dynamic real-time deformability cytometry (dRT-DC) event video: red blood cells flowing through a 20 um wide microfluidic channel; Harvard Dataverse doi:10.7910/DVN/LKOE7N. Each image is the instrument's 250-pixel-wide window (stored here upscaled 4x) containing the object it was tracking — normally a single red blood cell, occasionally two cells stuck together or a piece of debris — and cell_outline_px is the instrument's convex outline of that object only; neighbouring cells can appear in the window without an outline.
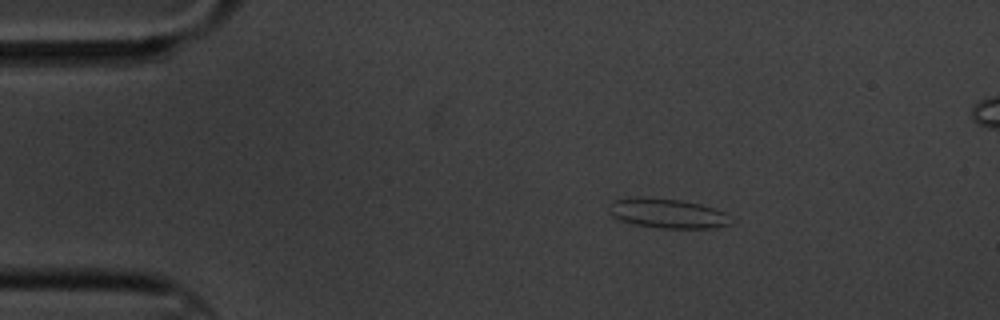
{"species": "common noctule bat (a hibernating species)", "species_latin": "Nyctalus noctula", "temperature_condition": "cold", "stored_images_in_passage": 5, "segment_of_instrument_passage": [1, 2], "camera_frame_rate_fps": 3000, "um_per_image_px": 0.085, "animal": {"sex": "male", "body_mass_g": 20.1, "forearm_length_mm": 53.5}, "frame": {"image": 1, "passage_image": 2, "time_ms": 1.333, "image_size_px": [1000, 320], "cell_outline_px": [[728, 224], [716, 228], [664, 228], [632, 224], [620, 220], [612, 216], [608, 212], [608, 208], [612, 200], [628, 196], [640, 196], [680, 200], [700, 204], [724, 212]], "centroid_in_image_um": [56.59, 18.11], "position_along_channel_um": 28.4, "area_um2": 20.98}}